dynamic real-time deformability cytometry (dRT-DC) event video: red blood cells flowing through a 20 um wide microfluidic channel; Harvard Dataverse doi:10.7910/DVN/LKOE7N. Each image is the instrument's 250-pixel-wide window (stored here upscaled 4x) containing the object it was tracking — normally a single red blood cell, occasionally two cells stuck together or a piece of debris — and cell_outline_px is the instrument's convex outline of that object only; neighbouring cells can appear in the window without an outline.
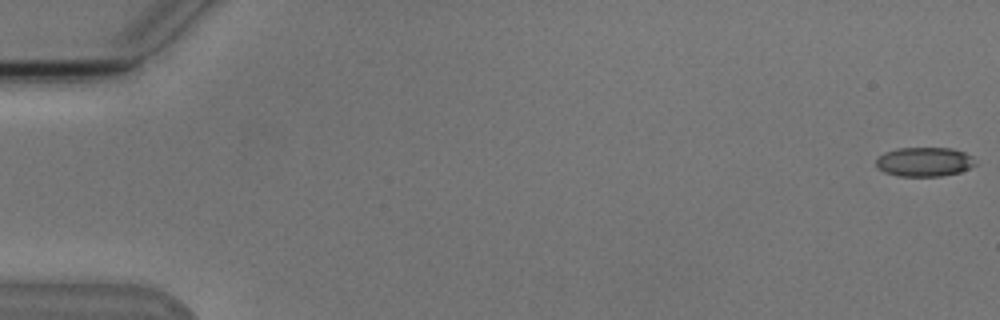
{"species": "Egyptian fruit bat (a non-hibernating species)", "species_latin": "Rousettus aegyptiacus", "temperature_condition": "cold", "stored_images_in_passage": 5, "camera_frame_rate_fps": 3000, "um_per_image_px": 0.085, "animal": {"sex": "male"}, "frame": {"image": 1, "passage_image": 1, "time_ms": 0.0, "image_size_px": [1000, 320], "cell_outline_px": [[976, 164], [960, 172], [940, 176], [900, 176], [884, 172], [876, 168], [876, 160], [884, 152], [896, 148], [952, 148], [964, 152], [972, 156]], "centroid_in_image_um": [78.55, 13.75], "position_along_channel_um": 6.5, "area_um2": 16.94}}
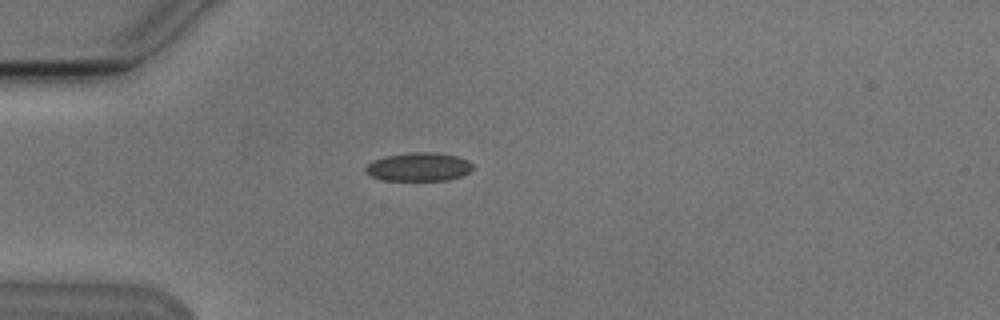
{"frame": {"image": 2, "passage_image": 5, "time_ms": 5.0, "image_size_px": [1000, 320], "cell_outline_px": [[476, 168], [460, 176], [448, 180], [384, 180], [372, 176], [364, 172], [364, 168], [372, 160], [384, 156], [412, 152], [436, 152], [456, 156], [468, 160]], "centroid_in_image_um": [35.59, 14.18], "position_along_channel_um": 49.4, "area_um2": 17.92}}